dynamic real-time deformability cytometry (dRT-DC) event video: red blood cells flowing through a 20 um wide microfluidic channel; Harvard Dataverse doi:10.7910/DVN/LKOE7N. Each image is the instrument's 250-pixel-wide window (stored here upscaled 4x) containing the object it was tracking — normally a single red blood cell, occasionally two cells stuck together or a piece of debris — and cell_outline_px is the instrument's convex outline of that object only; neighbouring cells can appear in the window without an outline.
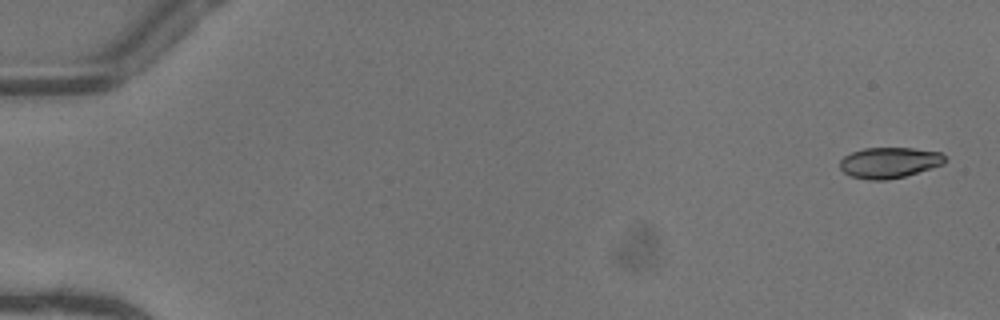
{"species": "common noctule bat (a hibernating species)", "species_latin": "Nyctalus noctula", "temperature_condition": "warm", "stored_images_in_passage": 12, "camera_frame_rate_fps": 3000, "um_per_image_px": 0.085, "animal": {"sex": "female"}, "frame": {"image": 1, "passage_image": 1, "time_ms": 0.0, "image_size_px": [1000, 320], "cell_outline_px": [[948, 160], [944, 164], [932, 168], [904, 176], [888, 180], [868, 180], [848, 176], [840, 168], [840, 160], [844, 156], [852, 152], [864, 148], [912, 148], [940, 152]], "centroid_in_image_um": [75.59, 13.83], "position_along_channel_um": 9.4, "area_um2": 18.96}}